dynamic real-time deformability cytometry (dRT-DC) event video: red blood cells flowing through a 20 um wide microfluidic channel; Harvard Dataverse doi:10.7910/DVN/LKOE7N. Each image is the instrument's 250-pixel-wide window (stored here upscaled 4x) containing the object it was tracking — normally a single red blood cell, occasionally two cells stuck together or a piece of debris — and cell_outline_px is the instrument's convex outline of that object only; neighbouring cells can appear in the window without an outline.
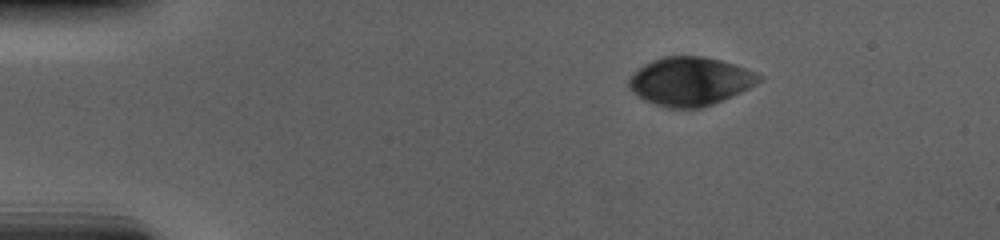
{"species": "human", "species_latin": "Homo sapiens", "temperature_condition": "cold", "stored_images_in_passage": 48, "camera_frame_rate_fps": 3000, "um_per_image_px": 0.085, "donor": {"sex": "male"}, "frame": {"image": 1, "passage_image": 1, "time_ms": 0.0, "image_size_px": [1000, 240], "cell_outline_px": [[764, 76], [756, 84], [724, 100], [700, 108], [668, 108], [644, 100], [632, 92], [628, 88], [628, 80], [632, 72], [644, 64], [652, 60], [664, 56], [704, 56], [736, 64], [756, 72]], "centroid_in_image_um": [58.65, 6.9], "position_along_channel_um": 26.4, "area_um2": 36.99}}
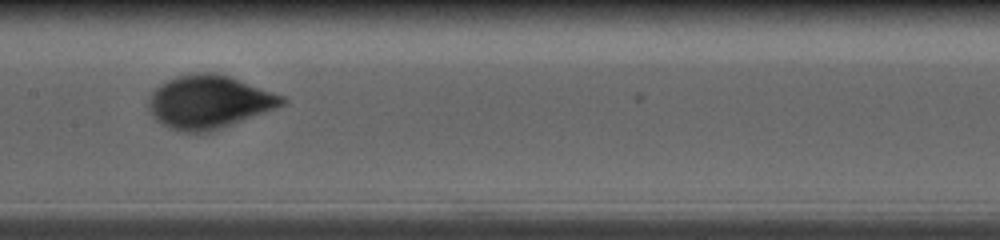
{"frame": {"image": 2, "passage_image": 21, "time_ms": 6.667, "image_size_px": [1000, 240], "cell_outline_px": [[288, 104], [208, 132], [180, 132], [156, 120], [152, 116], [148, 108], [148, 96], [160, 84], [176, 76], [192, 72], [212, 72], [228, 76], [240, 80], [284, 96], [288, 100]], "centroid_in_image_um": [17.76, 8.65], "position_along_channel_um": 189.6, "area_um2": 41.27}}
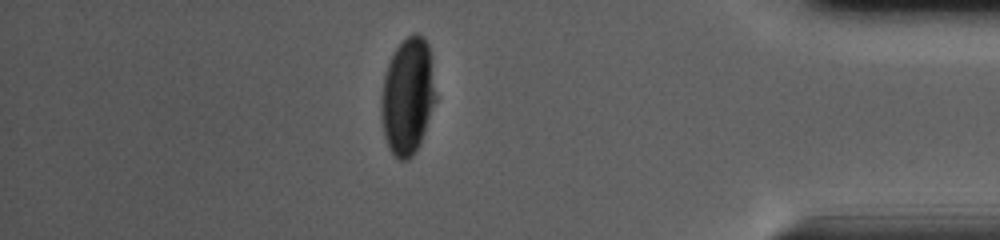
{"frame": {"image": 3, "passage_image": 41, "time_ms": 13.333, "image_size_px": [1000, 240], "cell_outline_px": [[436, 100], [424, 132], [416, 152], [408, 160], [400, 160], [388, 148], [384, 136], [380, 112], [380, 100], [384, 76], [392, 52], [412, 32], [416, 32], [424, 36], [428, 44], [436, 96]], "centroid_in_image_um": [34.63, 8.18], "position_along_channel_um": 400.6, "area_um2": 37.17}, "authors_computed_cell_mechanics": {"area_um2": 40.3444, "velocity_mm_per_s": 3.672, "shape_relaxation_time_tau1_ms": 3.3652, "shape_relaxation_time_tau2_ms": null, "deformation_change_tau1": 0.1379, "deformation_change_tau2": null}}